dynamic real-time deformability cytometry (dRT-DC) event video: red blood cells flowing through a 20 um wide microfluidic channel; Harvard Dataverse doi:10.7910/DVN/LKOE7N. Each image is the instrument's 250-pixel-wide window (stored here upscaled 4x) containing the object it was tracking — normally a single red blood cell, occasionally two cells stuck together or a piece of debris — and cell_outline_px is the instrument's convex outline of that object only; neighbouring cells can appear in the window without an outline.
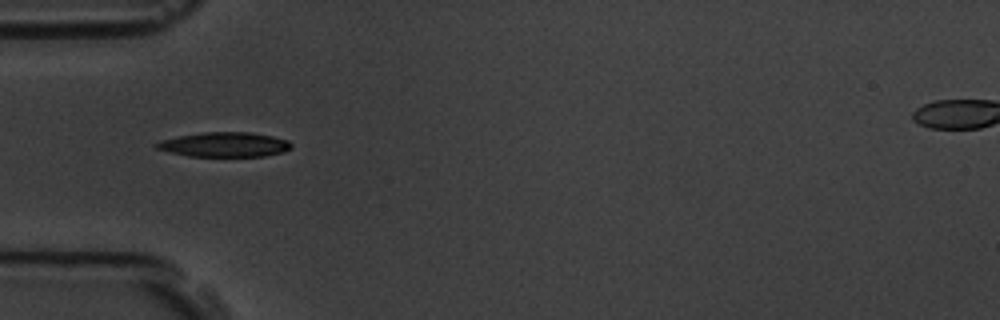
{"species": "common noctule bat (a hibernating species)", "species_latin": "Nyctalus noctula", "temperature_condition": "room temperature", "stored_images_in_passage": 3, "camera_frame_rate_fps": 3000, "um_per_image_px": 0.085, "animal": {"sex": "male", "body_mass_g": 19.5, "forearm_length_mm": 54.6}, "frame": {"image": 1, "passage_image": 2, "time_ms": 1.0, "image_size_px": [1000, 320], "cell_outline_px": [[292, 148], [284, 152], [264, 156], [188, 156], [156, 148], [152, 144], [160, 140], [180, 136], [204, 132], [252, 132], [272, 136], [288, 140], [292, 144]], "centroid_in_image_um": [19.11, 12.28], "position_along_channel_um": 65.9, "area_um2": 19.36}}
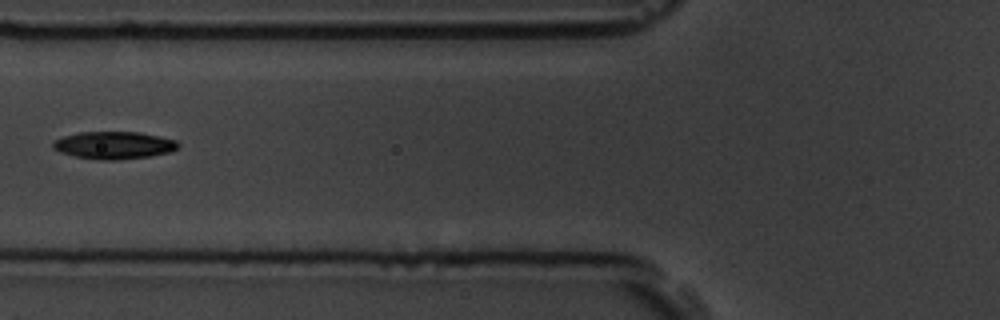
{"frame": {"image": 2, "passage_image": 3, "time_ms": 2.333, "image_size_px": [1000, 320], "cell_outline_px": [[180, 144], [176, 148], [168, 152], [148, 156], [116, 160], [100, 160], [76, 156], [60, 152], [52, 148], [52, 144], [56, 140], [64, 136], [80, 132], [140, 132], [176, 140]], "centroid_in_image_um": [9.67, 12.34], "position_along_channel_um": 116.1, "area_um2": 19.77}}